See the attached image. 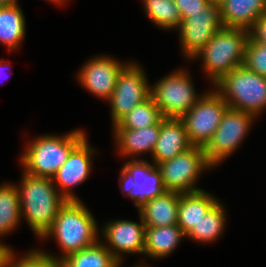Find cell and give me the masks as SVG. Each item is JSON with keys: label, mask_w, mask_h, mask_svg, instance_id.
<instances>
[{"label": "cell", "mask_w": 266, "mask_h": 267, "mask_svg": "<svg viewBox=\"0 0 266 267\" xmlns=\"http://www.w3.org/2000/svg\"><path fill=\"white\" fill-rule=\"evenodd\" d=\"M229 108L258 117L266 109V77L244 65L232 69L213 84Z\"/></svg>", "instance_id": "obj_5"}, {"label": "cell", "mask_w": 266, "mask_h": 267, "mask_svg": "<svg viewBox=\"0 0 266 267\" xmlns=\"http://www.w3.org/2000/svg\"><path fill=\"white\" fill-rule=\"evenodd\" d=\"M139 218L140 223L126 219L113 220L103 225L101 229L104 245L118 262H123L126 253L142 255L144 253L146 226L141 216Z\"/></svg>", "instance_id": "obj_15"}, {"label": "cell", "mask_w": 266, "mask_h": 267, "mask_svg": "<svg viewBox=\"0 0 266 267\" xmlns=\"http://www.w3.org/2000/svg\"><path fill=\"white\" fill-rule=\"evenodd\" d=\"M162 118L159 107L150 96L122 117L113 128L142 129L156 125Z\"/></svg>", "instance_id": "obj_26"}, {"label": "cell", "mask_w": 266, "mask_h": 267, "mask_svg": "<svg viewBox=\"0 0 266 267\" xmlns=\"http://www.w3.org/2000/svg\"><path fill=\"white\" fill-rule=\"evenodd\" d=\"M248 39L247 29L222 27L192 60L202 59L204 72L213 85L243 65Z\"/></svg>", "instance_id": "obj_4"}, {"label": "cell", "mask_w": 266, "mask_h": 267, "mask_svg": "<svg viewBox=\"0 0 266 267\" xmlns=\"http://www.w3.org/2000/svg\"><path fill=\"white\" fill-rule=\"evenodd\" d=\"M180 68L151 85V97L165 118H182L203 96L196 94L193 81Z\"/></svg>", "instance_id": "obj_6"}, {"label": "cell", "mask_w": 266, "mask_h": 267, "mask_svg": "<svg viewBox=\"0 0 266 267\" xmlns=\"http://www.w3.org/2000/svg\"><path fill=\"white\" fill-rule=\"evenodd\" d=\"M97 220L85 207L82 201H66L59 209L58 215L51 228L41 238L42 240L53 237L61 249L62 255L51 256L58 261L76 253L88 246L97 243L98 235Z\"/></svg>", "instance_id": "obj_2"}, {"label": "cell", "mask_w": 266, "mask_h": 267, "mask_svg": "<svg viewBox=\"0 0 266 267\" xmlns=\"http://www.w3.org/2000/svg\"><path fill=\"white\" fill-rule=\"evenodd\" d=\"M9 267H63L62 262L49 256L40 249H32L17 259L13 251L9 259Z\"/></svg>", "instance_id": "obj_28"}, {"label": "cell", "mask_w": 266, "mask_h": 267, "mask_svg": "<svg viewBox=\"0 0 266 267\" xmlns=\"http://www.w3.org/2000/svg\"><path fill=\"white\" fill-rule=\"evenodd\" d=\"M18 0H0V7L17 4Z\"/></svg>", "instance_id": "obj_34"}, {"label": "cell", "mask_w": 266, "mask_h": 267, "mask_svg": "<svg viewBox=\"0 0 266 267\" xmlns=\"http://www.w3.org/2000/svg\"><path fill=\"white\" fill-rule=\"evenodd\" d=\"M220 13L223 27L248 29L266 14V0H226Z\"/></svg>", "instance_id": "obj_20"}, {"label": "cell", "mask_w": 266, "mask_h": 267, "mask_svg": "<svg viewBox=\"0 0 266 267\" xmlns=\"http://www.w3.org/2000/svg\"><path fill=\"white\" fill-rule=\"evenodd\" d=\"M217 202L216 196H212L204 189L192 193H180L177 225L187 235Z\"/></svg>", "instance_id": "obj_19"}, {"label": "cell", "mask_w": 266, "mask_h": 267, "mask_svg": "<svg viewBox=\"0 0 266 267\" xmlns=\"http://www.w3.org/2000/svg\"><path fill=\"white\" fill-rule=\"evenodd\" d=\"M11 63L9 62H7V61H4V60H0V78L2 79L3 78V76H1L2 74L1 73H4V74H6V73H8V72H6L5 70H4V68H6V69H9V65H10ZM3 71H5V72H3ZM3 74V75H4ZM7 75V74H6ZM5 75V76H6ZM4 78H6V77H4ZM3 81V80H2Z\"/></svg>", "instance_id": "obj_33"}, {"label": "cell", "mask_w": 266, "mask_h": 267, "mask_svg": "<svg viewBox=\"0 0 266 267\" xmlns=\"http://www.w3.org/2000/svg\"><path fill=\"white\" fill-rule=\"evenodd\" d=\"M209 1L215 4L216 6L220 7L226 0H209Z\"/></svg>", "instance_id": "obj_35"}, {"label": "cell", "mask_w": 266, "mask_h": 267, "mask_svg": "<svg viewBox=\"0 0 266 267\" xmlns=\"http://www.w3.org/2000/svg\"><path fill=\"white\" fill-rule=\"evenodd\" d=\"M147 17L159 28L177 30L181 17L174 0H143Z\"/></svg>", "instance_id": "obj_27"}, {"label": "cell", "mask_w": 266, "mask_h": 267, "mask_svg": "<svg viewBox=\"0 0 266 267\" xmlns=\"http://www.w3.org/2000/svg\"><path fill=\"white\" fill-rule=\"evenodd\" d=\"M181 17V20L191 16L192 13L201 12L209 0H174Z\"/></svg>", "instance_id": "obj_30"}, {"label": "cell", "mask_w": 266, "mask_h": 267, "mask_svg": "<svg viewBox=\"0 0 266 267\" xmlns=\"http://www.w3.org/2000/svg\"><path fill=\"white\" fill-rule=\"evenodd\" d=\"M120 172L121 191L134 201L138 209L166 191L159 168L145 159L134 158L127 161Z\"/></svg>", "instance_id": "obj_10"}, {"label": "cell", "mask_w": 266, "mask_h": 267, "mask_svg": "<svg viewBox=\"0 0 266 267\" xmlns=\"http://www.w3.org/2000/svg\"><path fill=\"white\" fill-rule=\"evenodd\" d=\"M156 166L161 172L165 190L179 193L203 190L195 186L197 179L203 171L213 168L206 158L204 148L199 146H192L187 151L162 161Z\"/></svg>", "instance_id": "obj_7"}, {"label": "cell", "mask_w": 266, "mask_h": 267, "mask_svg": "<svg viewBox=\"0 0 266 267\" xmlns=\"http://www.w3.org/2000/svg\"><path fill=\"white\" fill-rule=\"evenodd\" d=\"M13 250L0 241V267H9V259Z\"/></svg>", "instance_id": "obj_32"}, {"label": "cell", "mask_w": 266, "mask_h": 267, "mask_svg": "<svg viewBox=\"0 0 266 267\" xmlns=\"http://www.w3.org/2000/svg\"><path fill=\"white\" fill-rule=\"evenodd\" d=\"M122 263L123 262H118L117 265H116V267H122ZM139 263H141V264L135 265L134 267H148L146 265H143V262L142 261L139 262Z\"/></svg>", "instance_id": "obj_36"}, {"label": "cell", "mask_w": 266, "mask_h": 267, "mask_svg": "<svg viewBox=\"0 0 266 267\" xmlns=\"http://www.w3.org/2000/svg\"><path fill=\"white\" fill-rule=\"evenodd\" d=\"M146 75L144 69L136 62H129L119 73L113 94L108 100L111 107L112 126L136 105L151 96V85Z\"/></svg>", "instance_id": "obj_11"}, {"label": "cell", "mask_w": 266, "mask_h": 267, "mask_svg": "<svg viewBox=\"0 0 266 267\" xmlns=\"http://www.w3.org/2000/svg\"><path fill=\"white\" fill-rule=\"evenodd\" d=\"M247 31L249 41L266 44V14L257 18Z\"/></svg>", "instance_id": "obj_31"}, {"label": "cell", "mask_w": 266, "mask_h": 267, "mask_svg": "<svg viewBox=\"0 0 266 267\" xmlns=\"http://www.w3.org/2000/svg\"><path fill=\"white\" fill-rule=\"evenodd\" d=\"M179 202V192L165 191L140 208L139 216H141L146 227L176 225Z\"/></svg>", "instance_id": "obj_18"}, {"label": "cell", "mask_w": 266, "mask_h": 267, "mask_svg": "<svg viewBox=\"0 0 266 267\" xmlns=\"http://www.w3.org/2000/svg\"><path fill=\"white\" fill-rule=\"evenodd\" d=\"M95 151L86 136L71 151L67 161L52 177L55 187L67 201H81L71 189L82 184L89 177L92 169V155Z\"/></svg>", "instance_id": "obj_13"}, {"label": "cell", "mask_w": 266, "mask_h": 267, "mask_svg": "<svg viewBox=\"0 0 266 267\" xmlns=\"http://www.w3.org/2000/svg\"><path fill=\"white\" fill-rule=\"evenodd\" d=\"M222 27L220 7L212 2L183 19L178 31L184 56L192 60Z\"/></svg>", "instance_id": "obj_12"}, {"label": "cell", "mask_w": 266, "mask_h": 267, "mask_svg": "<svg viewBox=\"0 0 266 267\" xmlns=\"http://www.w3.org/2000/svg\"><path fill=\"white\" fill-rule=\"evenodd\" d=\"M243 65L266 77V44L248 40Z\"/></svg>", "instance_id": "obj_29"}, {"label": "cell", "mask_w": 266, "mask_h": 267, "mask_svg": "<svg viewBox=\"0 0 266 267\" xmlns=\"http://www.w3.org/2000/svg\"><path fill=\"white\" fill-rule=\"evenodd\" d=\"M192 146L183 120L163 117L159 138L151 156L153 163L157 165L162 161L174 158Z\"/></svg>", "instance_id": "obj_16"}, {"label": "cell", "mask_w": 266, "mask_h": 267, "mask_svg": "<svg viewBox=\"0 0 266 267\" xmlns=\"http://www.w3.org/2000/svg\"><path fill=\"white\" fill-rule=\"evenodd\" d=\"M124 64L115 58L101 55L90 58L77 72V80L98 98L108 101L115 89L116 80Z\"/></svg>", "instance_id": "obj_14"}, {"label": "cell", "mask_w": 266, "mask_h": 267, "mask_svg": "<svg viewBox=\"0 0 266 267\" xmlns=\"http://www.w3.org/2000/svg\"><path fill=\"white\" fill-rule=\"evenodd\" d=\"M161 130V120L152 126L142 129L114 128L113 137L117 144L118 154L122 157H137L149 153L152 156Z\"/></svg>", "instance_id": "obj_17"}, {"label": "cell", "mask_w": 266, "mask_h": 267, "mask_svg": "<svg viewBox=\"0 0 266 267\" xmlns=\"http://www.w3.org/2000/svg\"><path fill=\"white\" fill-rule=\"evenodd\" d=\"M228 108V104L214 88L203 94L181 118L193 146H207Z\"/></svg>", "instance_id": "obj_8"}, {"label": "cell", "mask_w": 266, "mask_h": 267, "mask_svg": "<svg viewBox=\"0 0 266 267\" xmlns=\"http://www.w3.org/2000/svg\"><path fill=\"white\" fill-rule=\"evenodd\" d=\"M23 173L21 182L16 184L20 196L21 217L25 218L37 238H42L67 200L59 193L52 178Z\"/></svg>", "instance_id": "obj_1"}, {"label": "cell", "mask_w": 266, "mask_h": 267, "mask_svg": "<svg viewBox=\"0 0 266 267\" xmlns=\"http://www.w3.org/2000/svg\"><path fill=\"white\" fill-rule=\"evenodd\" d=\"M46 1H50V2H52L54 4H56V5L58 4V5L61 6V4L65 3V1H67V0H46Z\"/></svg>", "instance_id": "obj_37"}, {"label": "cell", "mask_w": 266, "mask_h": 267, "mask_svg": "<svg viewBox=\"0 0 266 267\" xmlns=\"http://www.w3.org/2000/svg\"><path fill=\"white\" fill-rule=\"evenodd\" d=\"M85 137L84 130L75 129L63 136L46 134L31 140L20 157L23 171L36 177L52 178Z\"/></svg>", "instance_id": "obj_3"}, {"label": "cell", "mask_w": 266, "mask_h": 267, "mask_svg": "<svg viewBox=\"0 0 266 267\" xmlns=\"http://www.w3.org/2000/svg\"><path fill=\"white\" fill-rule=\"evenodd\" d=\"M226 211L218 201L201 219L197 226L186 235V238L200 243H212L217 241L224 231L226 220Z\"/></svg>", "instance_id": "obj_24"}, {"label": "cell", "mask_w": 266, "mask_h": 267, "mask_svg": "<svg viewBox=\"0 0 266 267\" xmlns=\"http://www.w3.org/2000/svg\"><path fill=\"white\" fill-rule=\"evenodd\" d=\"M100 241L65 257L63 267H116L118 261Z\"/></svg>", "instance_id": "obj_25"}, {"label": "cell", "mask_w": 266, "mask_h": 267, "mask_svg": "<svg viewBox=\"0 0 266 267\" xmlns=\"http://www.w3.org/2000/svg\"><path fill=\"white\" fill-rule=\"evenodd\" d=\"M26 21L18 3L0 7V43L9 51L19 49L26 32Z\"/></svg>", "instance_id": "obj_22"}, {"label": "cell", "mask_w": 266, "mask_h": 267, "mask_svg": "<svg viewBox=\"0 0 266 267\" xmlns=\"http://www.w3.org/2000/svg\"><path fill=\"white\" fill-rule=\"evenodd\" d=\"M23 218L20 210V196L16 184L0 185V237L13 232Z\"/></svg>", "instance_id": "obj_23"}, {"label": "cell", "mask_w": 266, "mask_h": 267, "mask_svg": "<svg viewBox=\"0 0 266 267\" xmlns=\"http://www.w3.org/2000/svg\"><path fill=\"white\" fill-rule=\"evenodd\" d=\"M181 228L176 225L145 227V247L143 255L162 259L171 255L185 238Z\"/></svg>", "instance_id": "obj_21"}, {"label": "cell", "mask_w": 266, "mask_h": 267, "mask_svg": "<svg viewBox=\"0 0 266 267\" xmlns=\"http://www.w3.org/2000/svg\"><path fill=\"white\" fill-rule=\"evenodd\" d=\"M255 118V115L247 112L231 108L226 110L212 139L204 148L206 158L213 167L222 163L237 150Z\"/></svg>", "instance_id": "obj_9"}]
</instances>
